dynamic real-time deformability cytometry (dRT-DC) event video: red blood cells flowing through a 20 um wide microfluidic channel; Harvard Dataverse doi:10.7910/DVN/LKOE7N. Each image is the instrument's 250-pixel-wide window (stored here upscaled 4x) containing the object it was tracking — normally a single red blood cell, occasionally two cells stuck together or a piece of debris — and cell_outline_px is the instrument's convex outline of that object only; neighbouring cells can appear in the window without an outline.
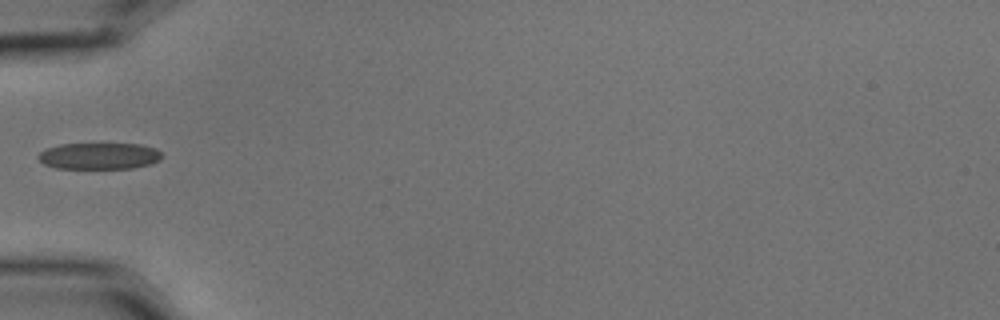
{"species": "common noctule bat (a hibernating species)", "species_latin": "Nyctalus noctula", "temperature_condition": "cold", "stored_images_in_passage": 6, "camera_frame_rate_fps": 3000, "um_per_image_px": 0.085, "animal": {"sex": "male", "body_mass_g": 15.6}, "frame": {"image": 1, "passage_image": 5, "time_ms": 1.333, "image_size_px": [1000, 320], "cell_outline_px": [[160, 160], [152, 164], [132, 168], [56, 168], [44, 164], [36, 156], [44, 148], [60, 144], [140, 144], [156, 148], [160, 152]], "centroid_in_image_um": [8.41, 13.25], "position_along_channel_um": 76.6, "area_um2": 19.13}}
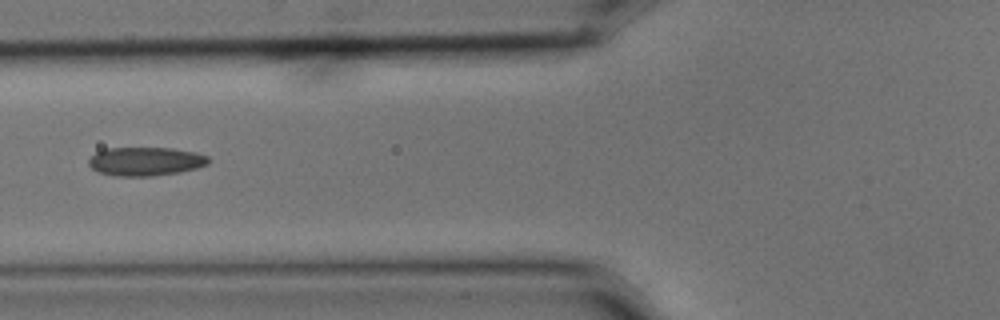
{"frame": {"image": 2, "passage_image": 6, "time_ms": 1.667, "image_size_px": [1000, 320], "cell_outline_px": [[212, 160], [208, 164], [196, 168], [180, 172], [152, 176], [116, 176], [96, 172], [88, 164], [88, 160], [96, 152], [104, 148], [172, 148], [196, 152], [208, 156]], "centroid_in_image_um": [12.38, 13.72], "position_along_channel_um": 113.4, "area_um2": 20.23}}